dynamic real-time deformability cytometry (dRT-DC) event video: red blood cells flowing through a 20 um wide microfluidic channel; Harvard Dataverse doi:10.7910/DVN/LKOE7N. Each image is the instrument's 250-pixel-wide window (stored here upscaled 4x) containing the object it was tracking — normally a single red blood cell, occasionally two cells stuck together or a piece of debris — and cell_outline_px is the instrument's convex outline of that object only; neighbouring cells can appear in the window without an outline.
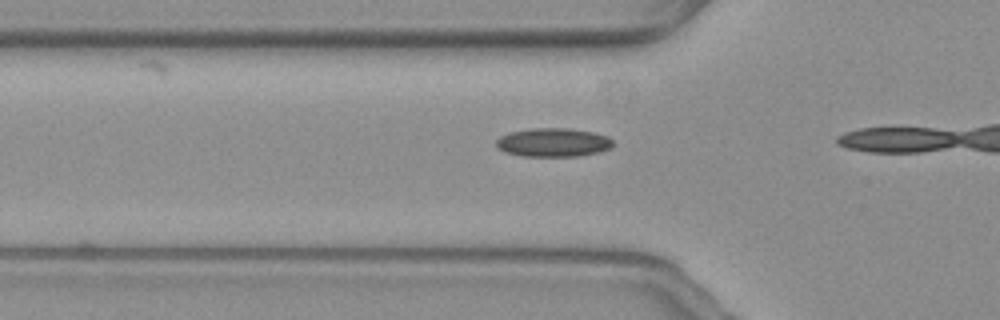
{"species": "common noctule bat (a hibernating species)", "species_latin": "Nyctalus noctula", "temperature_condition": "warm", "stored_images_in_passage": 13, "camera_frame_rate_fps": 3000, "um_per_image_px": 0.085, "animal": {"sex": "female", "body_mass_g": 19.3, "forearm_length_mm": 54.1}, "frame": {"image": 1, "passage_image": 11, "time_ms": 3.333, "image_size_px": [1000, 320], "cell_outline_px": [[612, 148], [600, 152], [576, 156], [520, 156], [496, 148], [496, 140], [500, 136], [512, 132], [532, 128], [568, 128], [592, 132], [608, 136], [612, 140]], "centroid_in_image_um": [47.03, 12.11], "position_along_channel_um": 78.8, "area_um2": 19.48}}